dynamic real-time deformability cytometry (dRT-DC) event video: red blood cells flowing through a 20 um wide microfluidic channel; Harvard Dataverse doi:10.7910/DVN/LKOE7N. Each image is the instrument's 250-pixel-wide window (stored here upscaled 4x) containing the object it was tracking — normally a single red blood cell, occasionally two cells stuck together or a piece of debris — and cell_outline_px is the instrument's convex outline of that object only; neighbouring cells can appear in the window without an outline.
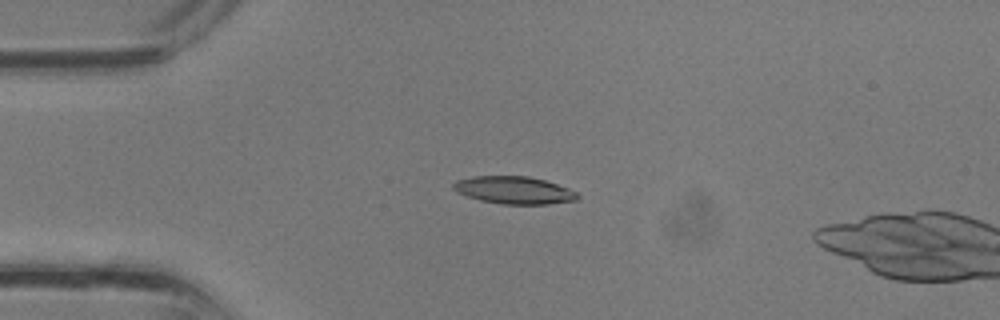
{"species": "common noctule bat (a hibernating species)", "species_latin": "Nyctalus noctula", "temperature_condition": "room temperature", "stored_images_in_passage": 31, "camera_frame_rate_fps": 3000, "um_per_image_px": 0.085, "animal": {"sex": "male", "body_mass_g": 13.3}, "frame": {"image": 1, "passage_image": 8, "time_ms": 2.333, "image_size_px": [1000, 320], "cell_outline_px": [[580, 196], [576, 200], [548, 204], [504, 204], [480, 200], [456, 192], [452, 188], [452, 184], [456, 180], [472, 176], [528, 176], [544, 180], [568, 188], [576, 192]], "centroid_in_image_um": [43.67, 16.16], "position_along_channel_um": 41.3, "area_um2": 19.83}}
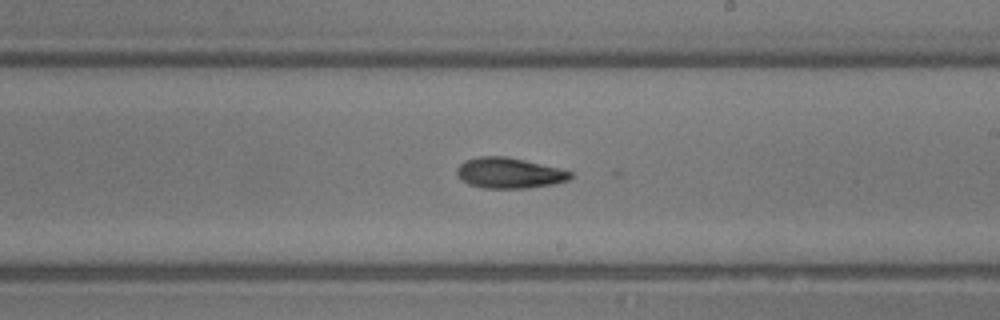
{"frame": {"image": 2, "passage_image": 20, "time_ms": 6.333, "image_size_px": [1000, 320], "cell_outline_px": [[572, 176], [568, 180], [552, 184], [528, 188], [484, 188], [468, 184], [460, 180], [456, 172], [456, 168], [464, 160], [480, 156], [504, 156], [524, 160], [572, 172]], "centroid_in_image_um": [43.21, 14.71], "position_along_channel_um": 245.8, "area_um2": 20.11}}
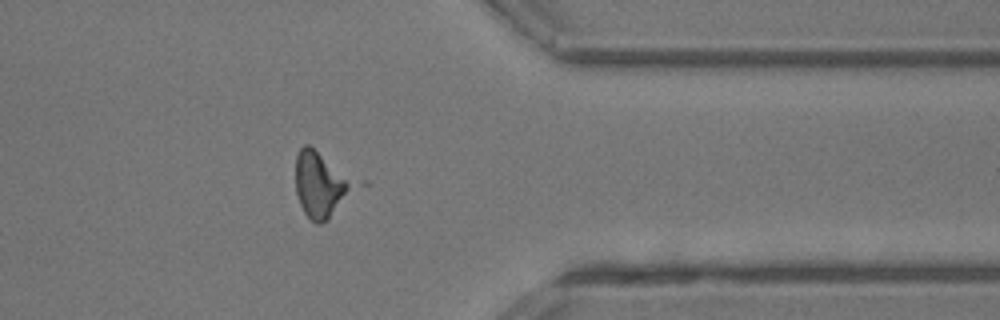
{"frame": {"image": 3, "passage_image": 28, "time_ms": 9.0, "image_size_px": [1000, 320], "cell_outline_px": [[356, 184], [328, 220], [320, 224], [316, 224], [304, 212], [300, 204], [296, 192], [296, 156], [300, 148], [304, 144], [308, 144]], "centroid_in_image_um": [27.17, 15.72], "position_along_channel_um": 384.2, "area_um2": 21.15}}